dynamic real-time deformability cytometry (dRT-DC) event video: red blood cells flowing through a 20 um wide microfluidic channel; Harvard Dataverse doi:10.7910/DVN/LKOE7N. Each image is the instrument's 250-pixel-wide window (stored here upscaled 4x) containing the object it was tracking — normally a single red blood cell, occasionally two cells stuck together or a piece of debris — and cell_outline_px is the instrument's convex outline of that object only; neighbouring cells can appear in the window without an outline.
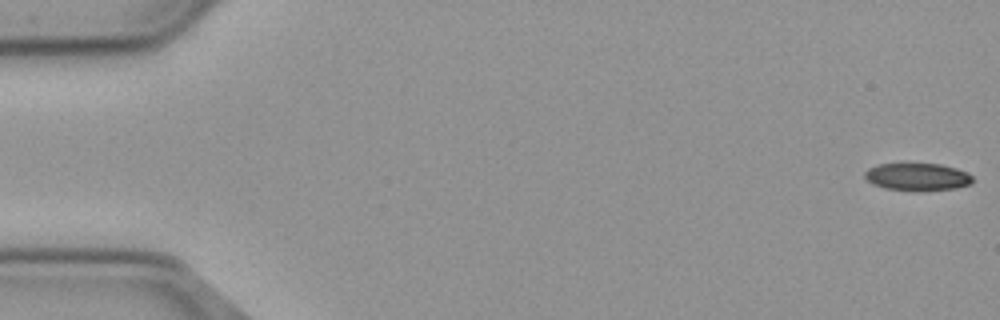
{"species": "common noctule bat (a hibernating species)", "species_latin": "Nyctalus noctula", "temperature_condition": "cold", "stored_images_in_passage": 56, "camera_frame_rate_fps": 3000, "um_per_image_px": 0.085, "animal": {"sex": "male", "body_mass_g": 23.1, "forearm_length_mm": 52.7}, "frame": {"image": 1, "passage_image": 1, "time_ms": 0.0, "image_size_px": [1000, 320], "cell_outline_px": [[972, 184], [956, 188], [884, 188], [872, 184], [864, 176], [864, 172], [868, 168], [880, 164], [940, 164], [956, 168], [968, 172], [972, 176]], "centroid_in_image_um": [77.98, 14.98], "position_along_channel_um": 7.0, "area_um2": 16.47}}
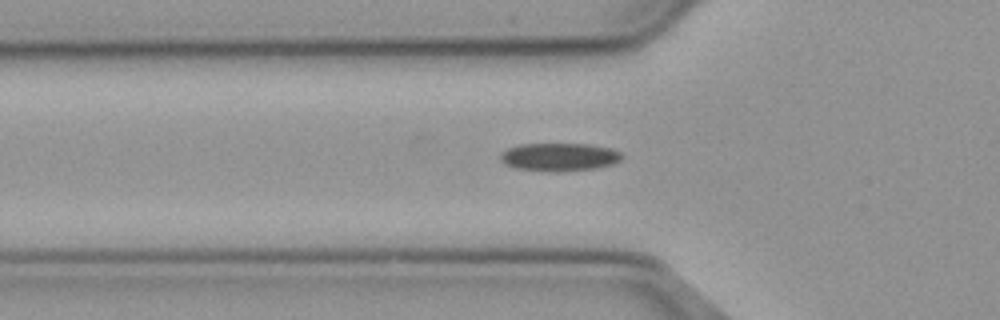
{"frame": {"image": 2, "passage_image": 19, "time_ms": 6.0, "image_size_px": [1000, 320], "cell_outline_px": [[620, 160], [612, 164], [596, 168], [560, 172], [548, 172], [516, 168], [504, 164], [500, 160], [500, 156], [508, 148], [520, 144], [588, 144], [612, 148], [620, 152]], "centroid_in_image_um": [47.52, 13.35], "position_along_channel_um": 78.3, "area_um2": 19.88}}
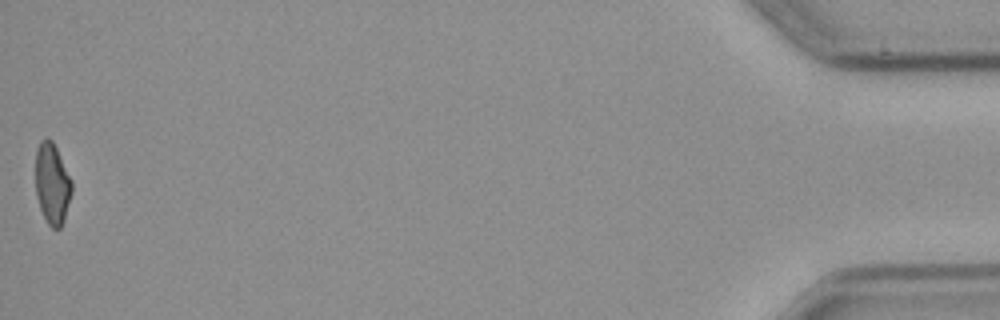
{"frame": {"image": 3, "passage_image": 56, "time_ms": 18.333, "image_size_px": [1000, 320], "cell_outline_px": [[72, 192], [64, 220], [60, 228], [52, 228], [48, 224], [40, 208], [36, 196], [36, 152], [40, 140], [44, 136], [48, 136], [52, 140], [72, 180]], "centroid_in_image_um": [4.43, 15.58], "position_along_channel_um": 430.8, "area_um2": 17.17}, "authors_computed_cell_mechanics": {"area_um2": 18.6694, "velocity_mm_per_s": 3.6909, "shape_relaxation_time_tau1_ms": null, "shape_relaxation_time_tau2_ms": 5.2238, "deformation_change_tau1": null, "deformation_change_tau2": 0.1131}}